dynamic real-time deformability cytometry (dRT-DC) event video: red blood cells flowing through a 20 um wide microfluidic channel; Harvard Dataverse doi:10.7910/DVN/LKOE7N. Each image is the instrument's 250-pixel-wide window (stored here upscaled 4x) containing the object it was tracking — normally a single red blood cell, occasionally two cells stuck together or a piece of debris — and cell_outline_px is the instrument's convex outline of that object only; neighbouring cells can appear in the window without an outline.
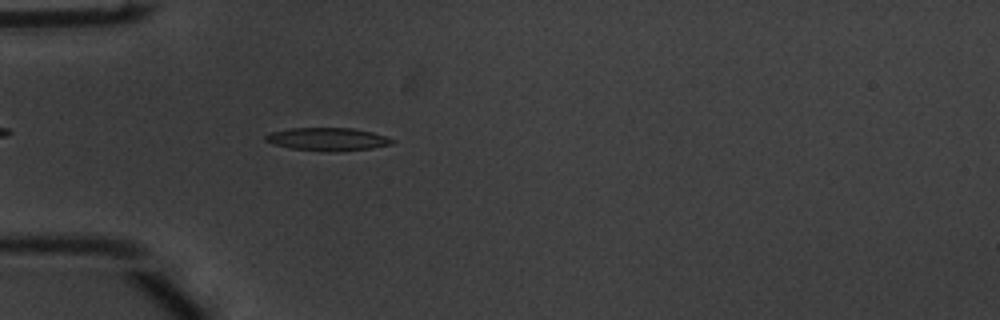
{"species": "common noctule bat (a hibernating species)", "species_latin": "Nyctalus noctula", "temperature_condition": "warm", "stored_images_in_passage": 42, "camera_frame_rate_fps": 3000, "um_per_image_px": 0.085, "animal": {"sex": "male", "body_mass_g": 20.1, "forearm_length_mm": 53.5}, "frame": {"image": 1, "passage_image": 5, "time_ms": 1.333, "image_size_px": [1000, 320], "cell_outline_px": [[396, 140], [392, 144], [372, 148], [336, 152], [324, 152], [288, 148], [264, 140], [264, 136], [268, 132], [292, 128], [352, 128], [372, 132]], "centroid_in_image_um": [27.83, 11.84], "position_along_channel_um": 57.2, "area_um2": 17.11}}
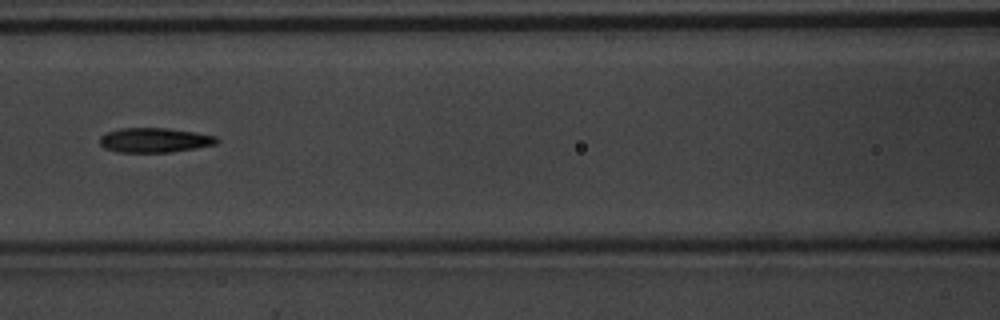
{"frame": {"image": 2, "passage_image": 13, "time_ms": 4.0, "image_size_px": [1000, 320], "cell_outline_px": [[220, 140], [216, 144], [196, 148], [172, 152], [116, 152], [104, 148], [100, 144], [100, 136], [104, 132], [120, 128], [168, 128], [196, 132], [216, 136]], "centroid_in_image_um": [13.13, 11.91], "position_along_channel_um": 153.5, "area_um2": 16.99}}
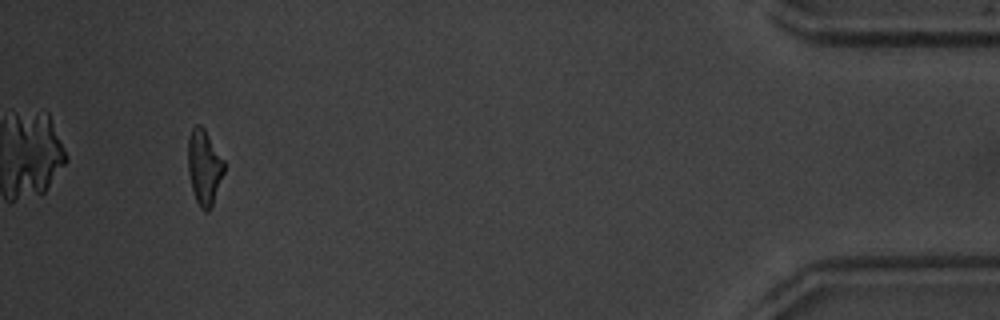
{"frame": {"image": 3, "passage_image": 39, "time_ms": 12.667, "image_size_px": [1000, 320], "cell_outline_px": [[224, 172], [212, 208], [208, 212], [204, 212], [200, 208], [196, 200], [192, 188], [188, 172], [188, 136], [192, 128], [196, 124], [200, 124], [204, 128], [224, 160]], "centroid_in_image_um": [17.36, 14.23], "position_along_channel_um": 417.8, "area_um2": 15.95}, "authors_computed_cell_mechanics": {"area_um2": 16.7042, "velocity_mm_per_s": 3.8156, "shape_relaxation_time_tau1_ms": 5.6868, "shape_relaxation_time_tau2_ms": 5.3681, "deformation_change_tau1": 0.1792, "deformation_change_tau2": 0.1736}}